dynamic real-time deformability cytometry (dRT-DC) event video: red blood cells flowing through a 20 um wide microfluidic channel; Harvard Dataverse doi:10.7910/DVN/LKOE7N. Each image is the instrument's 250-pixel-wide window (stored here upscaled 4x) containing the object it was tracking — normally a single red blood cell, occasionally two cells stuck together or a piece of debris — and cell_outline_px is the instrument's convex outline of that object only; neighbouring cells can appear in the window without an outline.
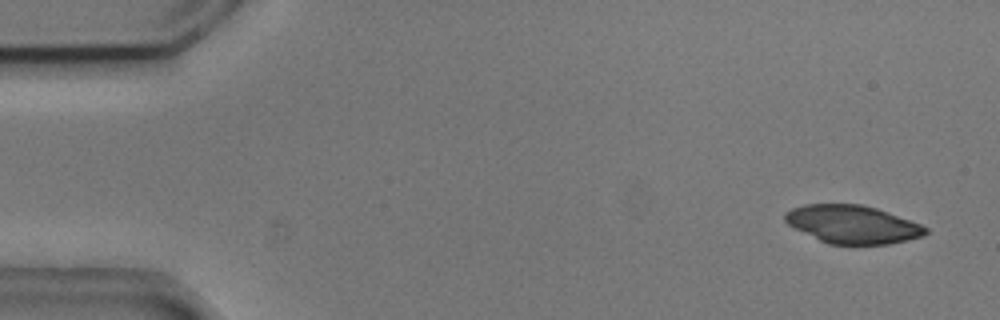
{"species": "common noctule bat (a hibernating species)", "species_latin": "Nyctalus noctula", "temperature_condition": "cold", "stored_images_in_passage": 5, "camera_frame_rate_fps": 3000, "um_per_image_px": 0.085, "animal": {"sex": "male", "body_mass_g": 20.5, "forearm_length_mm": 52.5}, "frame": {"image": 1, "passage_image": 5, "time_ms": 1.333, "image_size_px": [1000, 320], "cell_outline_px": [[928, 232], [924, 236], [908, 240], [888, 244], [828, 244], [788, 224], [784, 220], [784, 212], [792, 208], [804, 204], [860, 204], [876, 208], [920, 224], [928, 228]], "centroid_in_image_um": [72.46, 19.07], "position_along_channel_um": 12.5, "area_um2": 30.98}}